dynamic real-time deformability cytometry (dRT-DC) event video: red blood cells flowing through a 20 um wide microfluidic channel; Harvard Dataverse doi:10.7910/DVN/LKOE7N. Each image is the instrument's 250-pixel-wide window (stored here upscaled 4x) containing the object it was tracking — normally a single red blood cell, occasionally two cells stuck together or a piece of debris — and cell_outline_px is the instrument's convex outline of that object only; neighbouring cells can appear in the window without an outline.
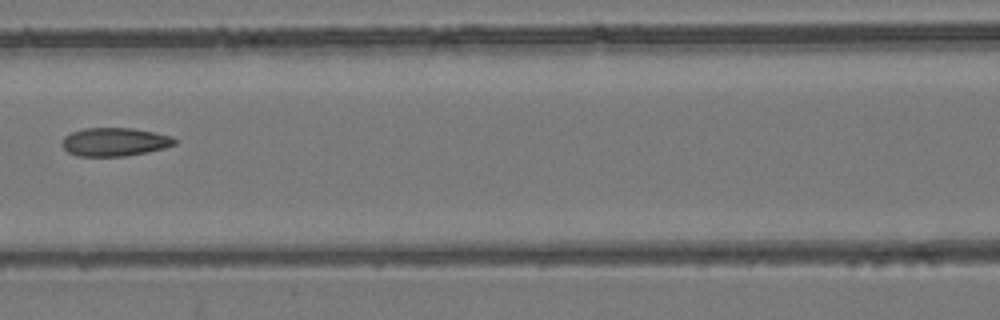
{"species": "common noctule bat (a hibernating species)", "species_latin": "Nyctalus noctula", "temperature_condition": "room temperature", "stored_images_in_passage": 4, "camera_frame_rate_fps": 3000, "um_per_image_px": 0.085, "animal": {"sex": "female", "body_mass_g": 24.6, "forearm_length_mm": 56.2}, "frame": {"image": 1, "passage_image": 3, "time_ms": 2.333, "image_size_px": [1000, 320], "cell_outline_px": [[176, 144], [164, 148], [124, 156], [76, 156], [68, 152], [64, 148], [64, 136], [72, 132], [84, 128], [132, 128], [172, 136], [176, 140]], "centroid_in_image_um": [9.74, 12.06], "position_along_channel_um": 156.9, "area_um2": 18.38}}
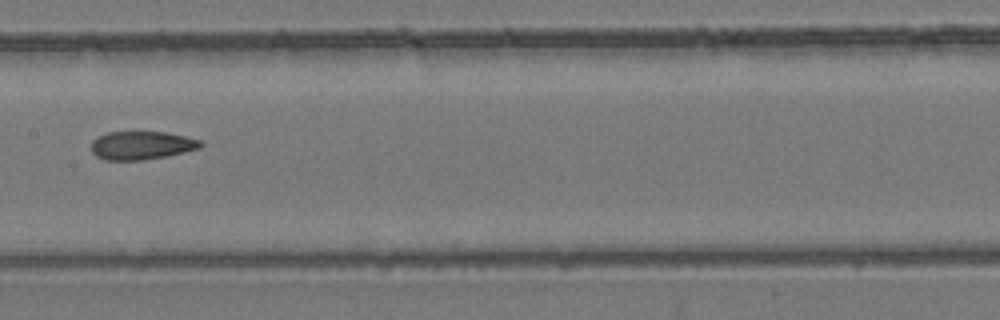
{"frame": {"image": 2, "passage_image": 4, "time_ms": 3.333, "image_size_px": [1000, 320], "cell_outline_px": [[204, 144], [200, 148], [164, 156], [144, 160], [104, 160], [96, 156], [92, 152], [92, 140], [96, 136], [108, 132], [164, 132], [184, 136], [200, 140]], "centroid_in_image_um": [11.99, 12.35], "position_along_channel_um": 195.4, "area_um2": 17.98}}